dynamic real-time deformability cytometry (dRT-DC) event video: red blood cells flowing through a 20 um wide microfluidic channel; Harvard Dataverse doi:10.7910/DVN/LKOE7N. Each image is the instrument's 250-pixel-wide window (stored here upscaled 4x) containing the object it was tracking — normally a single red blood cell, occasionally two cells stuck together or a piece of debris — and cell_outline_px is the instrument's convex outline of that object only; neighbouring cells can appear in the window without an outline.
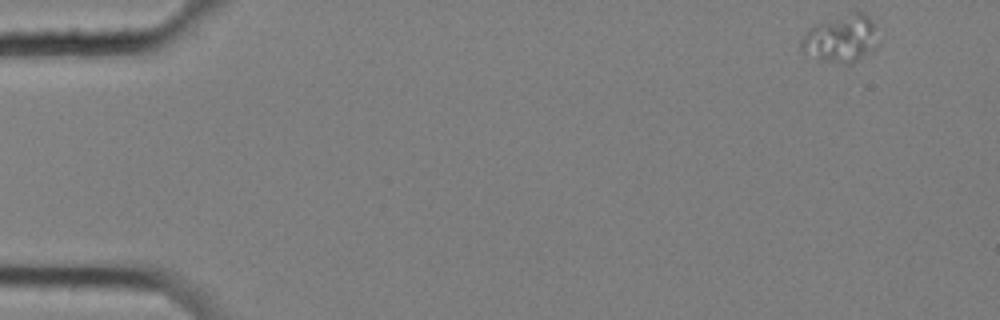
{"species": "common noctule bat (a hibernating species)", "species_latin": "Nyctalus noctula", "temperature_condition": "cold", "stored_images_in_passage": 56, "camera_frame_rate_fps": 3000, "um_per_image_px": 0.085, "animal": {"sex": "female", "body_mass_g": 25.1}, "frame": {"image": 1, "passage_image": 1, "time_ms": 0.0, "image_size_px": [1000, 320], "cell_outline_px": [[872, 52], [852, 64], [844, 64], [820, 60], [804, 52], [800, 48], [800, 40], [804, 32], [816, 24], [856, 12], [864, 12], [872, 20]], "centroid_in_image_um": [71.39, 3.32], "position_along_channel_um": 13.6, "area_um2": 20.46}}
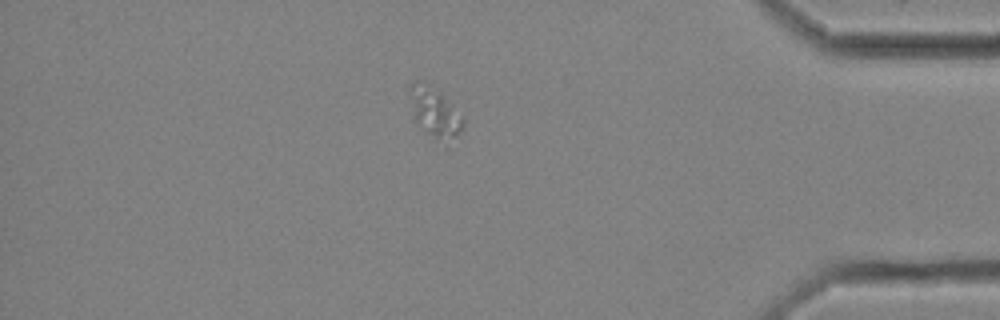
{"frame": {"image": 2, "passage_image": 48, "time_ms": 15.667, "image_size_px": [1000, 320], "cell_outline_px": [[464, 124], [460, 132], [448, 148], [416, 124], [408, 88], [416, 80], [424, 80], [440, 92], [464, 116]], "centroid_in_image_um": [37.0, 9.59], "position_along_channel_um": 398.2, "area_um2": 15.95}}
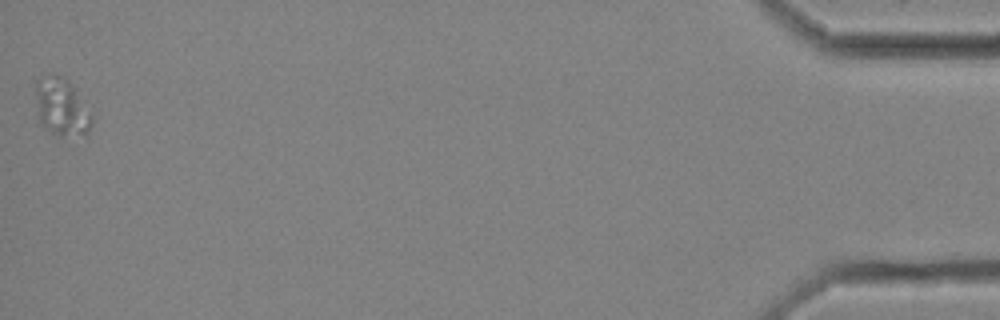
{"frame": {"image": 3, "passage_image": 56, "time_ms": 18.333, "image_size_px": [1000, 320], "cell_outline_px": [[92, 124], [88, 132], [84, 136], [60, 136], [52, 132], [40, 124], [36, 92], [36, 80], [52, 72], [56, 72], [68, 80], [92, 116]], "centroid_in_image_um": [5.23, 9.09], "position_along_channel_um": 430.0, "area_um2": 18.67}}